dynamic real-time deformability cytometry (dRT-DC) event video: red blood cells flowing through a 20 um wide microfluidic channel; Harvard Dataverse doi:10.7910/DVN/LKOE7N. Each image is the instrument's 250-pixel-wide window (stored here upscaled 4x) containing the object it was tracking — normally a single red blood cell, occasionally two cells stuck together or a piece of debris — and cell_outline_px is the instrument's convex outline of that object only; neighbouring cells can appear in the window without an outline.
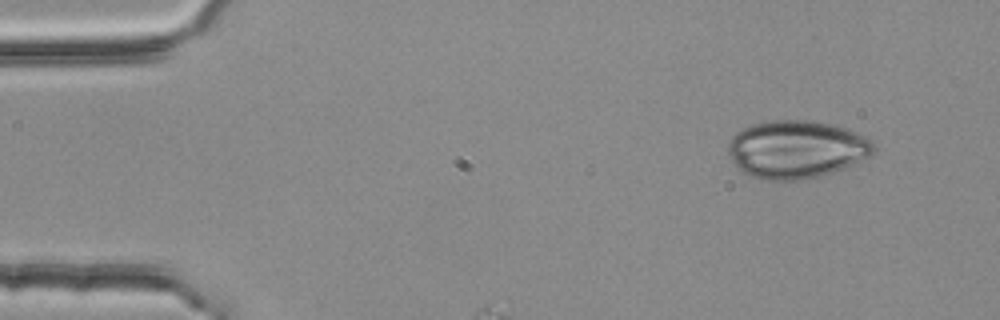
{"species": "common noctule bat (a hibernating species)", "species_latin": "Nyctalus noctula", "temperature_condition": "room temperature", "stored_images_in_passage": 4, "camera_frame_rate_fps": 3000, "um_per_image_px": 0.085, "animal": {"sex": "female", "body_mass_g": 25.1}, "frame": {"image": 1, "passage_image": 1, "time_ms": 0.0, "image_size_px": [1000, 320], "cell_outline_px": [[876, 148], [868, 156], [844, 168], [820, 176], [804, 180], [760, 180], [748, 176], [732, 160], [728, 152], [728, 144], [732, 136], [736, 132], [752, 124], [772, 120], [812, 120], [832, 124], [848, 128], [872, 140], [876, 144]], "centroid_in_image_um": [67.7, 12.69], "position_along_channel_um": 17.3, "area_um2": 49.3}}
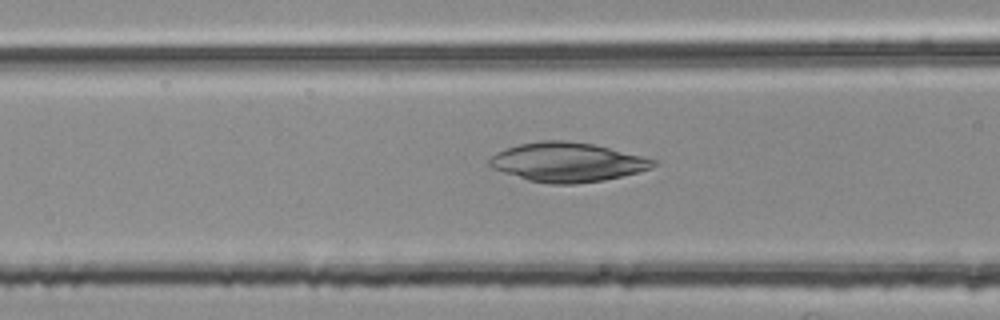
{"frame": {"image": 2, "passage_image": 4, "time_ms": 1.0, "image_size_px": [1000, 320], "cell_outline_px": [[660, 164], [652, 168], [640, 172], [604, 180], [576, 184], [548, 184], [528, 180], [492, 168], [488, 164], [488, 160], [496, 152], [520, 144], [540, 140], [564, 140], [592, 144], [656, 160]], "centroid_in_image_um": [48.23, 13.79], "position_along_channel_um": 118.4, "area_um2": 37.34}}